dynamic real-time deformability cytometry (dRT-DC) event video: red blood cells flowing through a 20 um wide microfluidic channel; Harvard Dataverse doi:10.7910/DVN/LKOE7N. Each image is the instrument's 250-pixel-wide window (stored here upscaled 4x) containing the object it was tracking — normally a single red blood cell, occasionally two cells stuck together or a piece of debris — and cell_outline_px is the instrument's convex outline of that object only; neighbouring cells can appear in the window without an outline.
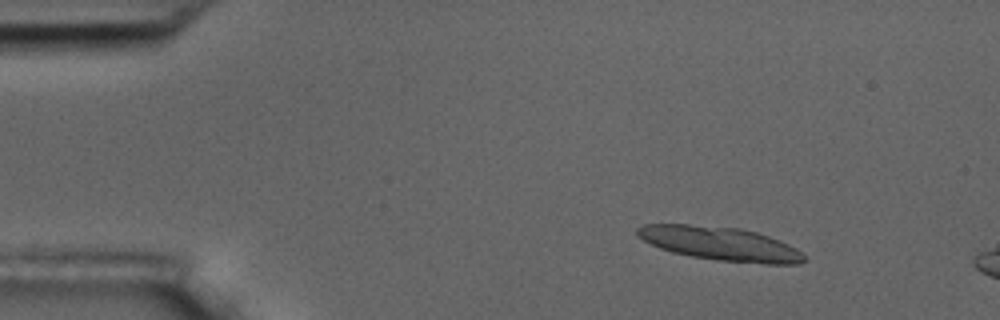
{"species": "common noctule bat (a hibernating species)", "species_latin": "Nyctalus noctula", "temperature_condition": "room temperature", "stored_images_in_passage": 3, "camera_frame_rate_fps": 3000, "um_per_image_px": 0.085, "animal": {"sex": "male", "body_mass_g": 17.5, "forearm_length_mm": 52.3}, "frame": {"image": 1, "passage_image": 1, "time_ms": 0.0, "image_size_px": [1000, 320], "cell_outline_px": [[804, 260], [800, 264], [764, 264], [720, 260], [692, 256], [672, 252], [660, 248], [636, 236], [636, 228], [644, 224], [688, 224], [740, 228], [756, 232], [780, 240], [796, 248], [804, 256]], "centroid_in_image_um": [61.2, 20.7], "position_along_channel_um": 23.8, "area_um2": 32.6}}